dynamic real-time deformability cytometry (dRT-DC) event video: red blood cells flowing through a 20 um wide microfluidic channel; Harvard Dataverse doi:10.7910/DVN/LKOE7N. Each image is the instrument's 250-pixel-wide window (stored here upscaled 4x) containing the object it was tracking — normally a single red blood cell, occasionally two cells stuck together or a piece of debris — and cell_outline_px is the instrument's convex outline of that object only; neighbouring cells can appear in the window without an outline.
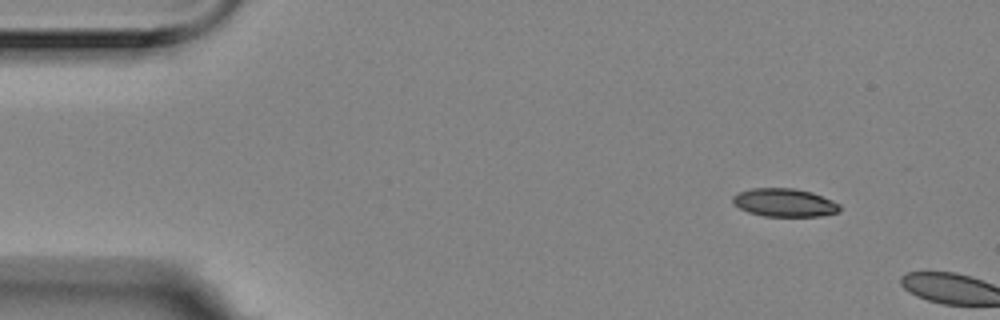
{"species": "Egyptian fruit bat (a non-hibernating species)", "species_latin": "Rousettus aegyptiacus", "temperature_condition": "room temperature", "stored_images_in_passage": 2, "camera_frame_rate_fps": 3000, "um_per_image_px": 0.085, "animal": {"sex": "female"}, "frame": {"image": 1, "passage_image": 1, "time_ms": 0.0, "image_size_px": [1000, 320], "cell_outline_px": [[840, 212], [820, 216], [764, 216], [748, 212], [732, 204], [732, 196], [740, 192], [752, 188], [792, 188], [812, 192], [832, 200], [840, 204]], "centroid_in_image_um": [66.68, 17.22], "position_along_channel_um": 18.3, "area_um2": 17.63}}